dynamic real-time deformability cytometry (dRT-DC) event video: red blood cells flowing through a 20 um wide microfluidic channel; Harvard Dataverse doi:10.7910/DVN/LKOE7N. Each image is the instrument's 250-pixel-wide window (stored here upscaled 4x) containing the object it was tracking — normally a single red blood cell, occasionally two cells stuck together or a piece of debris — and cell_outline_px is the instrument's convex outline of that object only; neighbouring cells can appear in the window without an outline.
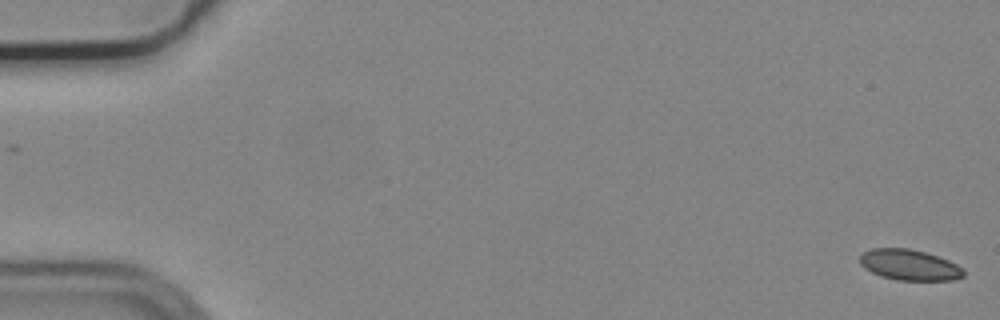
{"species": "common noctule bat (a hibernating species)", "species_latin": "Nyctalus noctula", "temperature_condition": "cold", "stored_images_in_passage": 55, "camera_frame_rate_fps": 3000, "um_per_image_px": 0.085, "animal": {"sex": "male", "body_mass_g": 19.2, "forearm_length_mm": 51.8}, "frame": {"image": 1, "passage_image": 1, "time_ms": 0.0, "image_size_px": [1000, 320], "cell_outline_px": [[964, 276], [952, 280], [896, 280], [880, 276], [864, 268], [860, 264], [860, 256], [864, 252], [872, 248], [908, 248], [924, 252], [948, 260], [964, 268]], "centroid_in_image_um": [77.29, 22.52], "position_along_channel_um": 7.7, "area_um2": 18.55}}
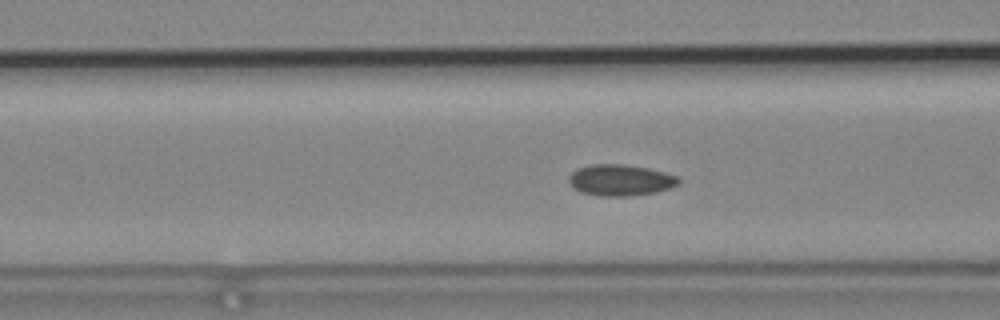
{"frame": {"image": 2, "passage_image": 22, "time_ms": 7.0, "image_size_px": [1000, 320], "cell_outline_px": [[680, 184], [672, 188], [656, 192], [628, 196], [600, 196], [584, 192], [576, 188], [568, 180], [568, 176], [576, 168], [592, 164], [624, 164], [648, 168], [680, 176]], "centroid_in_image_um": [52.79, 15.3], "position_along_channel_um": 113.8, "area_um2": 20.06}}
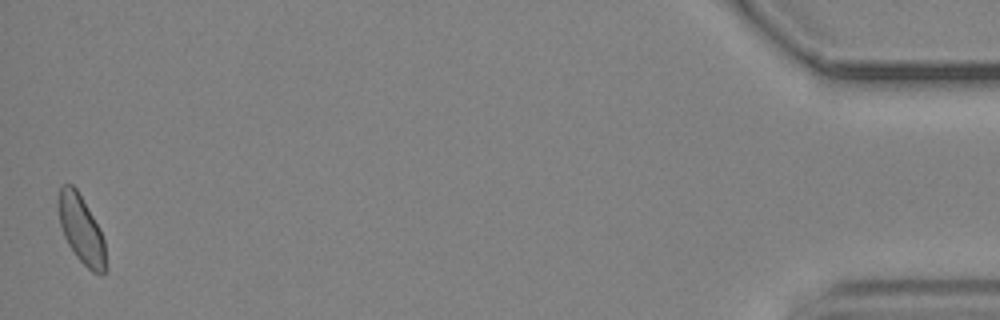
{"frame": {"image": 3, "passage_image": 55, "time_ms": 18.0, "image_size_px": [1000, 320], "cell_outline_px": [[108, 268], [100, 276], [92, 272], [76, 256], [68, 244], [64, 236], [60, 224], [56, 204], [60, 188], [64, 184], [72, 184], [76, 188], [100, 228], [104, 240]], "centroid_in_image_um": [6.92, 19.53], "position_along_channel_um": 428.3, "area_um2": 19.07}, "authors_computed_cell_mechanics": {"area_um2": 19.1318, "velocity_mm_per_s": 3.7139, "shape_relaxation_time_tau1_ms": 10.1125, "shape_relaxation_time_tau2_ms": 5.1941, "deformation_change_tau1": 0.1179, "deformation_change_tau2": 0.0673}}